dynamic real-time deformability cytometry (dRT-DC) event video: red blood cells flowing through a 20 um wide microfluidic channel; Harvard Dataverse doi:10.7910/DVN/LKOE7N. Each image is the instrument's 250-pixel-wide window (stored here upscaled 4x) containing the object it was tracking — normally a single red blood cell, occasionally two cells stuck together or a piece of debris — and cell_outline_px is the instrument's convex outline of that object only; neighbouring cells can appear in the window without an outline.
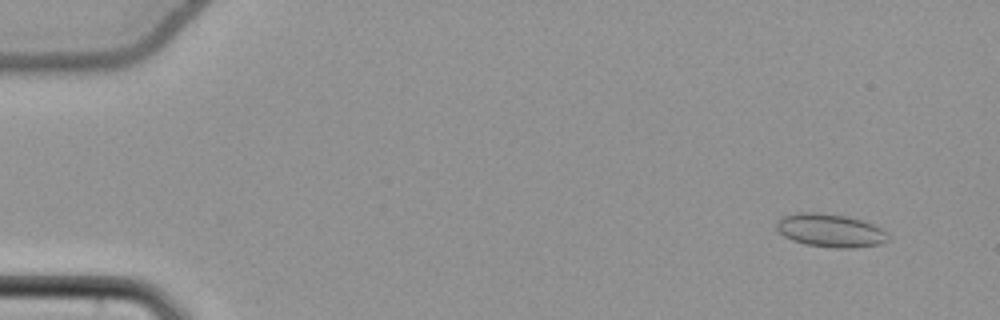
{"species": "common noctule bat (a hibernating species)", "species_latin": "Nyctalus noctula", "temperature_condition": "cold", "stored_images_in_passage": 55, "camera_frame_rate_fps": 3000, "um_per_image_px": 0.085, "animal": {"sex": "female", "body_mass_g": 22.7, "forearm_length_mm": 54.2}, "frame": {"image": 1, "passage_image": 4, "time_ms": 1.0, "image_size_px": [1000, 320], "cell_outline_px": [[888, 240], [880, 244], [852, 248], [836, 248], [804, 244], [792, 240], [784, 236], [776, 228], [776, 220], [780, 216], [800, 212], [820, 212], [848, 216], [864, 220], [880, 228], [888, 236]], "centroid_in_image_um": [70.53, 19.57], "position_along_channel_um": 14.5, "area_um2": 21.79}}
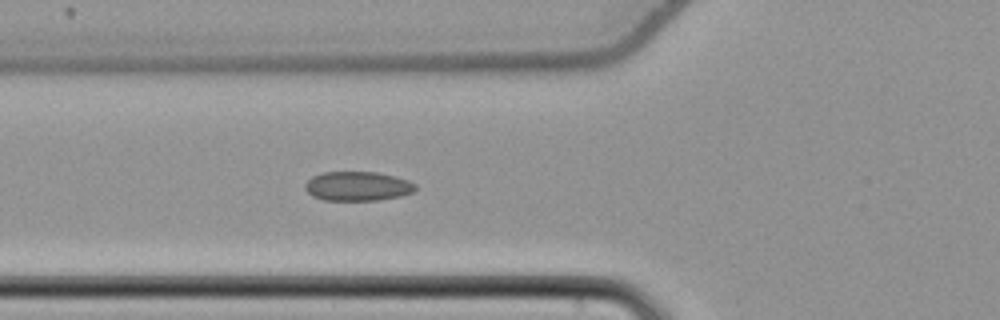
{"frame": {"image": 2, "passage_image": 21, "time_ms": 6.667, "image_size_px": [1000, 320], "cell_outline_px": [[416, 188], [412, 192], [400, 196], [380, 200], [324, 200], [312, 196], [304, 188], [304, 184], [312, 176], [320, 172], [376, 172], [396, 176], [408, 180], [416, 184]], "centroid_in_image_um": [30.38, 15.82], "position_along_channel_um": 95.4, "area_um2": 18.96}}
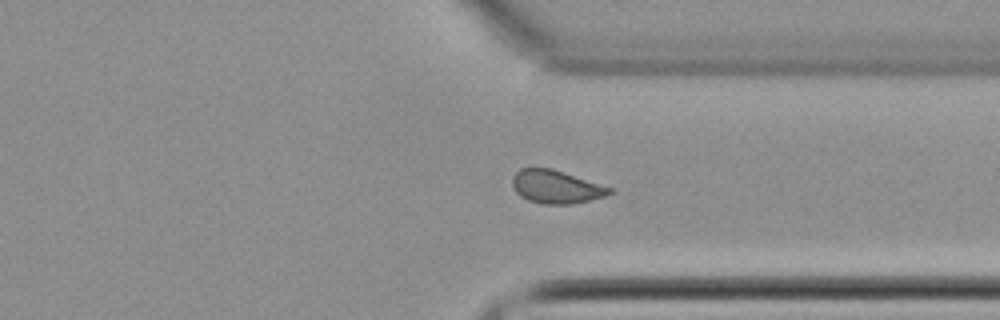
{"frame": {"image": 3, "passage_image": 42, "time_ms": 13.667, "image_size_px": [1000, 320], "cell_outline_px": [[616, 192], [604, 196], [572, 204], [544, 204], [528, 200], [520, 196], [516, 192], [512, 184], [512, 176], [520, 168], [552, 168], [612, 188]], "centroid_in_image_um": [47.25, 15.88], "position_along_channel_um": 364.1, "area_um2": 18.73}, "authors_computed_cell_mechanics": {"area_um2": 19.1318, "velocity_mm_per_s": 3.8258, "shape_relaxation_time_tau1_ms": null, "shape_relaxation_time_tau2_ms": 2.8853, "deformation_change_tau1": null, "deformation_change_tau2": 0.0751}}